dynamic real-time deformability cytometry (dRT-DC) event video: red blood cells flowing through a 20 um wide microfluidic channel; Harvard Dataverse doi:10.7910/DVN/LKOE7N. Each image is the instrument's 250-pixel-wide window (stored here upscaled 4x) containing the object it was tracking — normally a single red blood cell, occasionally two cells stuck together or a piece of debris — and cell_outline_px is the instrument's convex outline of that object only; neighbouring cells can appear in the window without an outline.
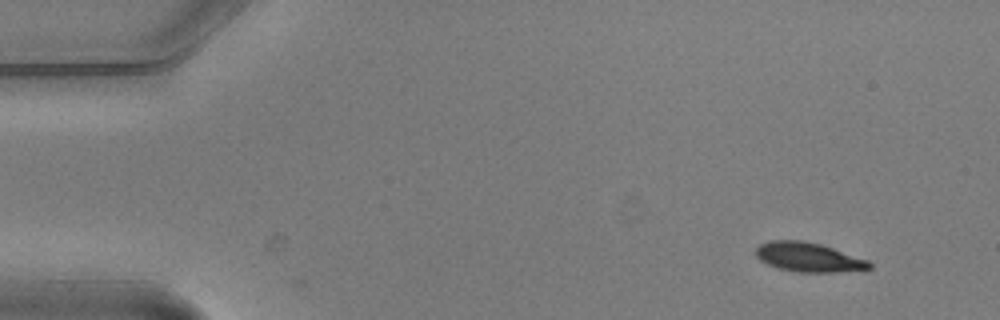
{"species": "common noctule bat (a hibernating species)", "species_latin": "Nyctalus noctula", "temperature_condition": "warm", "stored_images_in_passage": 4, "camera_frame_rate_fps": 3000, "um_per_image_px": 0.085, "animal": {"sex": "male", "body_mass_g": 20.5, "forearm_length_mm": 52.5}, "frame": {"image": 1, "passage_image": 1, "time_ms": 0.0, "image_size_px": [1000, 320], "cell_outline_px": [[872, 268], [836, 272], [800, 272], [780, 268], [768, 264], [760, 260], [756, 256], [756, 248], [760, 244], [772, 240], [800, 240], [820, 244], [868, 260], [872, 264]], "centroid_in_image_um": [68.71, 21.86], "position_along_channel_um": 16.3, "area_um2": 19.07}}
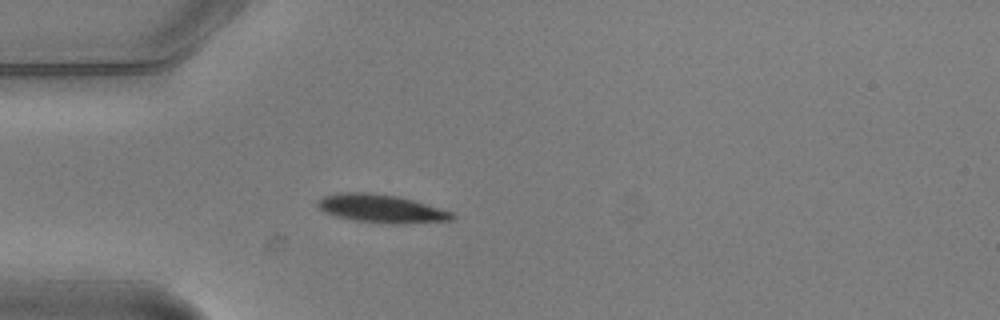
{"frame": {"image": 2, "passage_image": 4, "time_ms": 1.0, "image_size_px": [1000, 320], "cell_outline_px": [[456, 216], [452, 220], [400, 224], [392, 224], [352, 220], [336, 216], [324, 212], [316, 204], [316, 200], [324, 196], [340, 192], [368, 192], [396, 196], [412, 200], [452, 212]], "centroid_in_image_um": [32.37, 17.73], "position_along_channel_um": 52.6, "area_um2": 22.02}}